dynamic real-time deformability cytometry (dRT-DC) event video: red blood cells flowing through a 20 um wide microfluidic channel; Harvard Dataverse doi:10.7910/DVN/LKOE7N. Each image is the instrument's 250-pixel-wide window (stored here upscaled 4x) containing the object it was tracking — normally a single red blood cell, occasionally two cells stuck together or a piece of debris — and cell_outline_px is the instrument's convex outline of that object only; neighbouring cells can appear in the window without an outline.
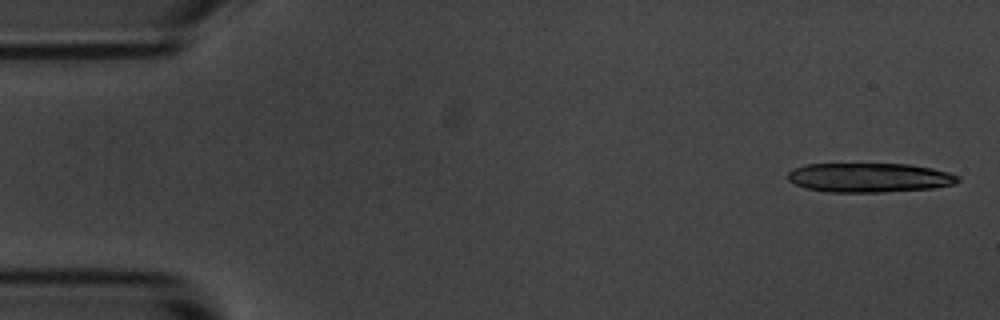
{"species": "common noctule bat (a hibernating species)", "species_latin": "Nyctalus noctula", "temperature_condition": "room temperature", "stored_images_in_passage": 4, "camera_frame_rate_fps": 3000, "um_per_image_px": 0.085, "animal": {"sex": "male", "body_mass_g": 20.1, "forearm_length_mm": 53.5}, "frame": {"image": 1, "passage_image": 1, "time_ms": 0.0, "image_size_px": [1000, 320], "cell_outline_px": [[960, 180], [952, 184], [932, 188], [880, 192], [828, 192], [804, 188], [788, 180], [788, 172], [792, 168], [804, 164], [908, 164], [932, 168], [948, 172], [960, 176]], "centroid_in_image_um": [73.86, 15.09], "position_along_channel_um": 11.1, "area_um2": 29.07}}